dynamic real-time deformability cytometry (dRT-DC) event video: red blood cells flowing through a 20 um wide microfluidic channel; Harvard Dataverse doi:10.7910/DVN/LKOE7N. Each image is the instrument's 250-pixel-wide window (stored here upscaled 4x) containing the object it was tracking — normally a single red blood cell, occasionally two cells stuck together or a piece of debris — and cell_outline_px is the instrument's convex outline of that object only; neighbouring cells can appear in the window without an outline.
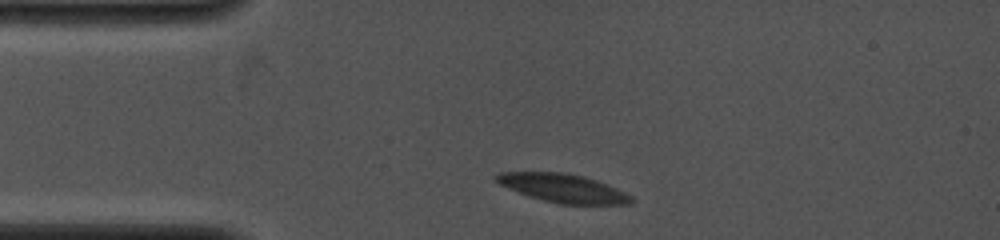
{"species": "common noctule bat (a hibernating species)", "species_latin": "Nyctalus noctula", "temperature_condition": "cold", "stored_images_in_passage": 3, "camera_frame_rate_fps": 4000, "um_per_image_px": 0.085, "animal": {"sex": "female", "body_mass_g": 19.0, "forearm_length_mm": 53.3}, "frame": {"image": 1, "passage_image": 1, "time_ms": 0.0, "image_size_px": [1000, 240], "cell_outline_px": [[636, 200], [632, 204], [560, 204], [528, 196], [508, 188], [500, 184], [492, 176], [500, 172], [568, 172], [584, 176], [608, 184], [632, 196]], "centroid_in_image_um": [47.88, 15.99], "position_along_channel_um": 37.1, "area_um2": 22.54}}
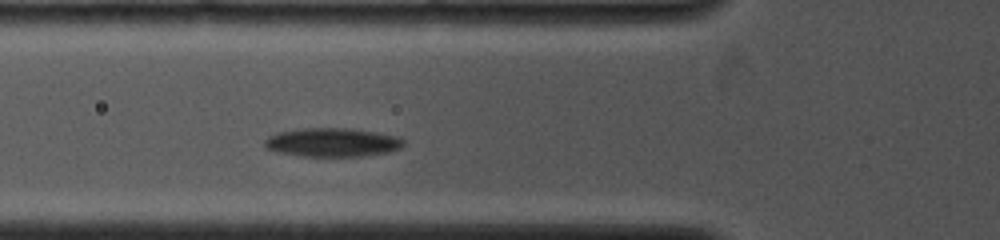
{"frame": {"image": 2, "passage_image": 3, "time_ms": 2.25, "image_size_px": [1000, 240], "cell_outline_px": [[404, 144], [400, 148], [388, 152], [360, 156], [300, 156], [276, 152], [264, 148], [264, 140], [268, 136], [276, 132], [296, 128], [348, 128], [376, 132], [400, 136], [404, 140]], "centroid_in_image_um": [28.2, 12.09], "position_along_channel_um": 97.6, "area_um2": 23.58}}